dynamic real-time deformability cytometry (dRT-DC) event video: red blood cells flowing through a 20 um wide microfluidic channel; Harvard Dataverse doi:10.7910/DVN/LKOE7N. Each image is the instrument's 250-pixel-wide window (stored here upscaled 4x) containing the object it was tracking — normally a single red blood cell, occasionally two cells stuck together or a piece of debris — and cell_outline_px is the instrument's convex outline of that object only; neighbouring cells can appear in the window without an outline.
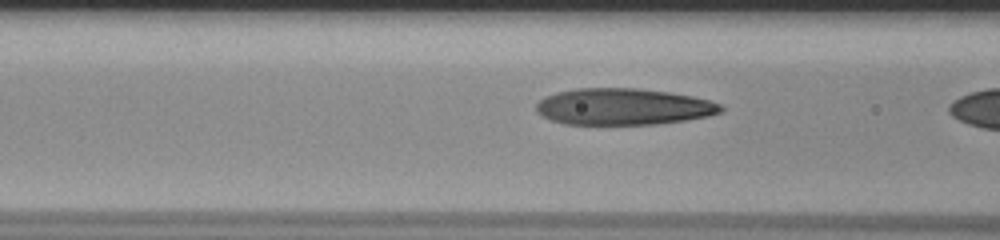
{"species": "human", "species_latin": "Homo sapiens", "temperature_condition": "room temperature", "stored_images_in_passage": 4, "camera_frame_rate_fps": 3000, "um_per_image_px": 0.085, "donor": {"sex": "male"}, "frame": {"image": 1, "passage_image": 3, "time_ms": 0.667, "image_size_px": [1000, 240], "cell_outline_px": [[724, 112], [708, 116], [684, 120], [656, 124], [564, 124], [540, 116], [536, 112], [536, 104], [544, 96], [556, 92], [576, 88], [636, 88], [668, 92], [692, 96], [708, 100], [720, 104], [724, 108]], "centroid_in_image_um": [52.95, 9.06], "position_along_channel_um": 113.7, "area_um2": 39.42}}